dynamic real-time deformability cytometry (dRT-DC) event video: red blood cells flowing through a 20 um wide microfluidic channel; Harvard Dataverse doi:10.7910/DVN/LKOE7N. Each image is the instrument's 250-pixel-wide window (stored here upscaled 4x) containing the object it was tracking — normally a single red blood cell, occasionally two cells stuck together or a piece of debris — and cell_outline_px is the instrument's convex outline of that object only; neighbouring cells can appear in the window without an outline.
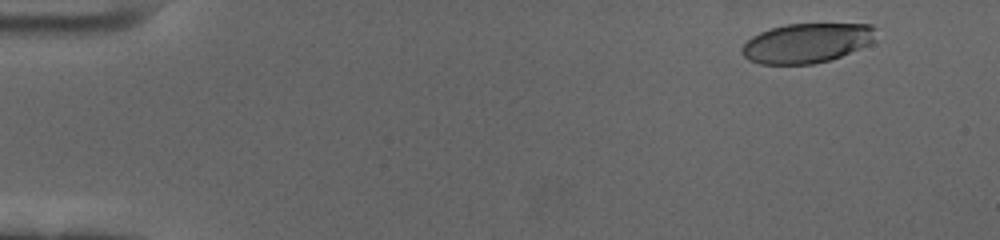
{"species": "human", "species_latin": "Homo sapiens", "temperature_condition": "cold", "stored_images_in_passage": 59, "camera_frame_rate_fps": 3000, "um_per_image_px": 0.085, "donor": {"sex": "female"}, "frame": {"image": 1, "passage_image": 5, "time_ms": 1.333, "image_size_px": [1000, 240], "cell_outline_px": [[876, 28], [872, 44], [840, 56], [828, 60], [812, 64], [760, 64], [748, 60], [740, 52], [740, 48], [752, 36], [760, 32], [772, 28], [788, 24], [872, 24]], "centroid_in_image_um": [68.57, 3.66], "position_along_channel_um": 16.4, "area_um2": 30.92}}
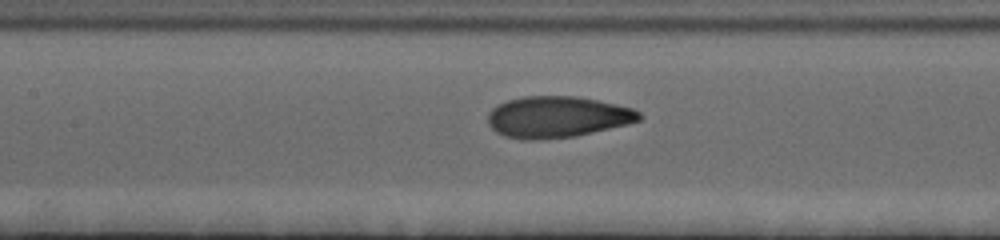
{"frame": {"image": 2, "passage_image": 28, "time_ms": 9.0, "image_size_px": [1000, 240], "cell_outline_px": [[644, 116], [640, 120], [628, 124], [576, 136], [536, 140], [524, 140], [504, 136], [496, 132], [488, 124], [488, 112], [496, 104], [508, 100], [524, 96], [576, 96], [616, 104], [632, 108], [640, 112]], "centroid_in_image_um": [47.35, 9.94], "position_along_channel_um": 160.0, "area_um2": 36.65}}
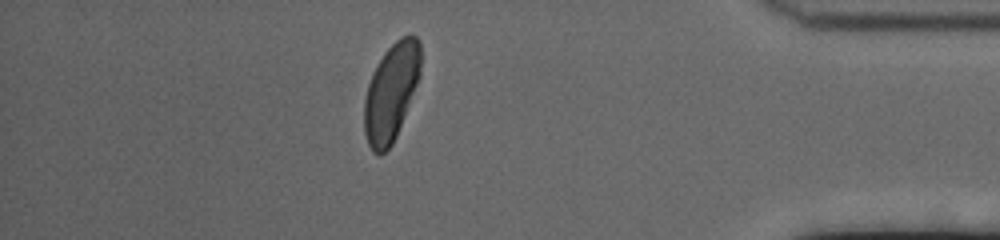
{"frame": {"image": 3, "passage_image": 52, "time_ms": 17.0, "image_size_px": [1000, 240], "cell_outline_px": [[420, 76], [396, 136], [392, 144], [380, 156], [372, 152], [368, 144], [364, 132], [364, 100], [368, 84], [372, 72], [384, 52], [400, 36], [416, 36], [420, 40]], "centroid_in_image_um": [33.23, 7.84], "position_along_channel_um": 402.0, "area_um2": 31.96}, "authors_computed_cell_mechanics": {"area_um2": 35.0846, "velocity_mm_per_s": 3.4603, "shape_relaxation_time_tau1_ms": 3.8118, "shape_relaxation_time_tau2_ms": null, "deformation_change_tau1": 0.1752, "deformation_change_tau2": null}}